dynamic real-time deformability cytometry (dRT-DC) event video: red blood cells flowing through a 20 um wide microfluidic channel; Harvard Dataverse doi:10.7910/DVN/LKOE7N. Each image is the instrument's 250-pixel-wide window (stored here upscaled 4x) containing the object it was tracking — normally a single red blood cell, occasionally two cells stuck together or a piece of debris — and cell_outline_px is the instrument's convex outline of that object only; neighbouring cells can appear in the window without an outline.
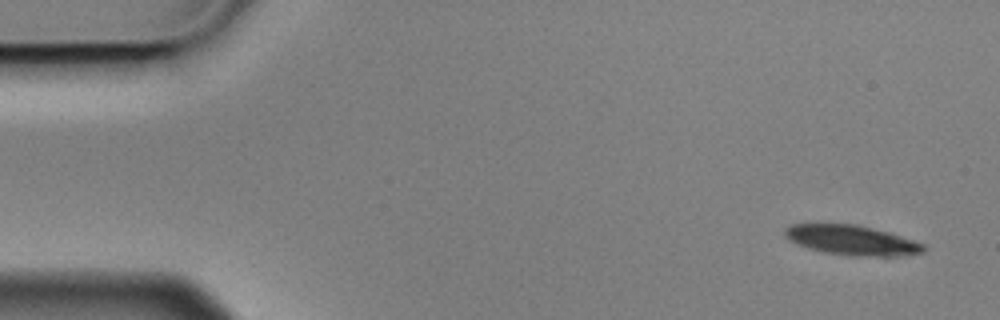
{"species": "Egyptian fruit bat (a non-hibernating species)", "species_latin": "Rousettus aegyptiacus", "temperature_condition": "cold", "stored_images_in_passage": 7, "camera_frame_rate_fps": 3000, "um_per_image_px": 0.085, "animal": {"sex": "male"}, "frame": {"image": 1, "passage_image": 1, "time_ms": 0.0, "image_size_px": [1000, 320], "cell_outline_px": [[928, 248], [924, 252], [888, 256], [848, 256], [824, 252], [808, 248], [796, 244], [788, 240], [784, 236], [784, 228], [792, 224], [856, 224], [888, 232], [924, 244]], "centroid_in_image_um": [72.35, 20.41], "position_along_channel_um": 12.7, "area_um2": 24.04}}
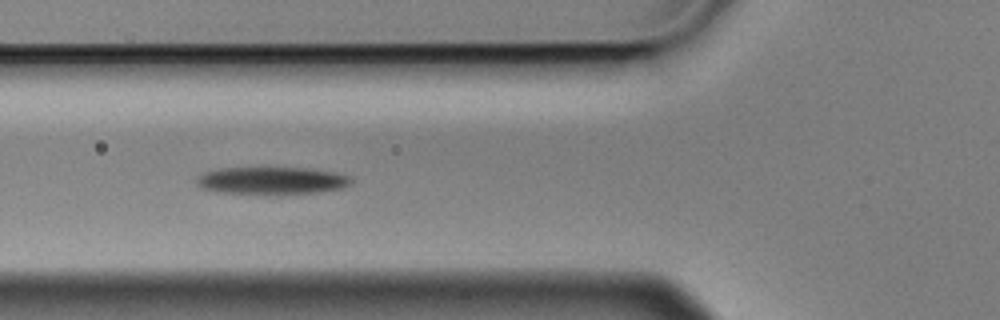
{"frame": {"image": 2, "passage_image": 6, "time_ms": 1.667, "image_size_px": [1000, 320], "cell_outline_px": [[352, 184], [344, 188], [320, 192], [220, 192], [200, 188], [196, 184], [196, 176], [204, 172], [216, 168], [304, 168], [332, 172], [348, 176], [352, 180]], "centroid_in_image_um": [23.06, 15.32], "position_along_channel_um": 102.7, "area_um2": 23.99}}
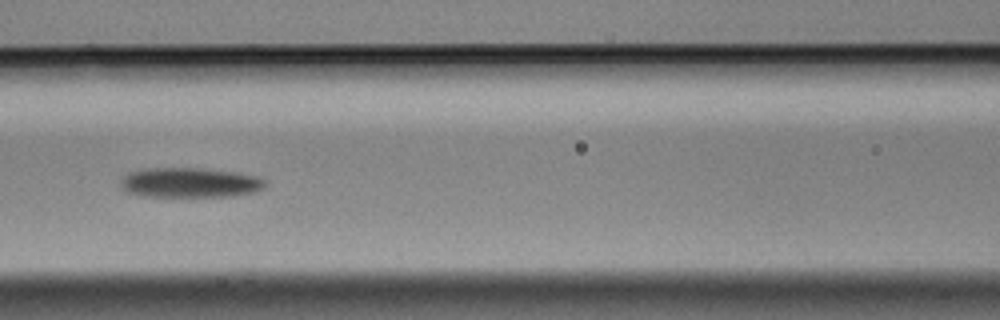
{"frame": {"image": 3, "passage_image": 7, "time_ms": 2.0, "image_size_px": [1000, 320], "cell_outline_px": [[264, 188], [252, 192], [232, 196], [140, 196], [128, 192], [120, 184], [120, 180], [128, 172], [148, 168], [200, 168], [240, 172], [256, 176], [264, 180]], "centroid_in_image_um": [16.12, 15.51], "position_along_channel_um": 150.5, "area_um2": 25.09}}